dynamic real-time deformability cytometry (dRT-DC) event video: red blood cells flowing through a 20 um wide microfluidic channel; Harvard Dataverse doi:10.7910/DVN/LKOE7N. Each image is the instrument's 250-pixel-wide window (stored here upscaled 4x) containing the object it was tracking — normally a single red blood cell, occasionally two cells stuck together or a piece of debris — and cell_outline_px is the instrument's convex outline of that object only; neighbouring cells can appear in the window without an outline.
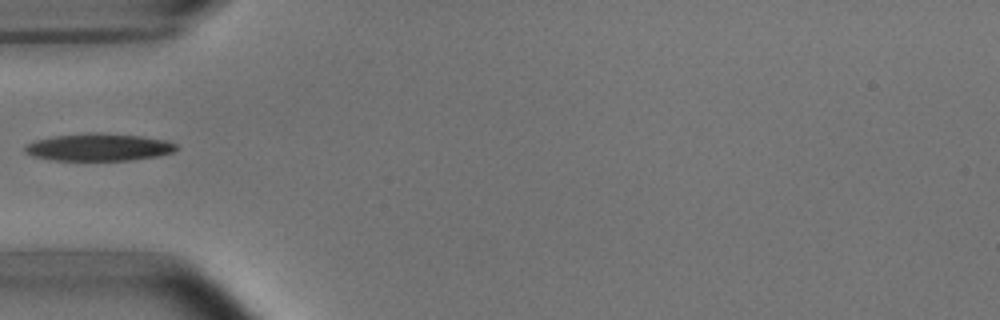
{"species": "common noctule bat (a hibernating species)", "species_latin": "Nyctalus noctula", "temperature_condition": "room temperature", "stored_images_in_passage": 5, "camera_frame_rate_fps": 3000, "um_per_image_px": 0.085, "animal": {"sex": "male", "body_mass_g": 15.6}, "frame": {"image": 1, "passage_image": 5, "time_ms": 4.667, "image_size_px": [1000, 320], "cell_outline_px": [[180, 148], [176, 152], [160, 156], [132, 160], [52, 160], [32, 156], [24, 152], [24, 148], [28, 144], [36, 140], [52, 136], [88, 132], [100, 132], [144, 136], [164, 140], [176, 144]], "centroid_in_image_um": [8.44, 12.51], "position_along_channel_um": 76.6, "area_um2": 24.57}}